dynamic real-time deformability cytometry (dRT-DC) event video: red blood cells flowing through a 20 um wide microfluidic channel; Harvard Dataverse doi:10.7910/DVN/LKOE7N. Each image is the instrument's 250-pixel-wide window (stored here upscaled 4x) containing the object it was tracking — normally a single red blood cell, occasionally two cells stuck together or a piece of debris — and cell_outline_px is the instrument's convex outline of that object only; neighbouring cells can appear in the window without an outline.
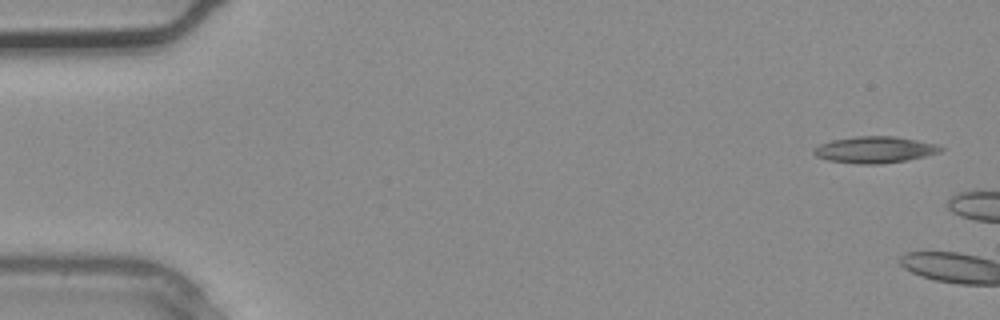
{"species": "common noctule bat (a hibernating species)", "species_latin": "Nyctalus noctula", "temperature_condition": "warm", "stored_images_in_passage": 5, "camera_frame_rate_fps": 3000, "um_per_image_px": 0.085, "animal": {"sex": "male", "body_mass_g": 20.4}, "frame": {"image": 1, "passage_image": 1, "time_ms": 0.0, "image_size_px": [1000, 320], "cell_outline_px": [[944, 148], [940, 152], [908, 160], [880, 164], [856, 164], [828, 160], [816, 156], [812, 152], [812, 148], [820, 144], [832, 140], [856, 136], [896, 136], [940, 144]], "centroid_in_image_um": [74.36, 12.72], "position_along_channel_um": 10.6, "area_um2": 19.83}}